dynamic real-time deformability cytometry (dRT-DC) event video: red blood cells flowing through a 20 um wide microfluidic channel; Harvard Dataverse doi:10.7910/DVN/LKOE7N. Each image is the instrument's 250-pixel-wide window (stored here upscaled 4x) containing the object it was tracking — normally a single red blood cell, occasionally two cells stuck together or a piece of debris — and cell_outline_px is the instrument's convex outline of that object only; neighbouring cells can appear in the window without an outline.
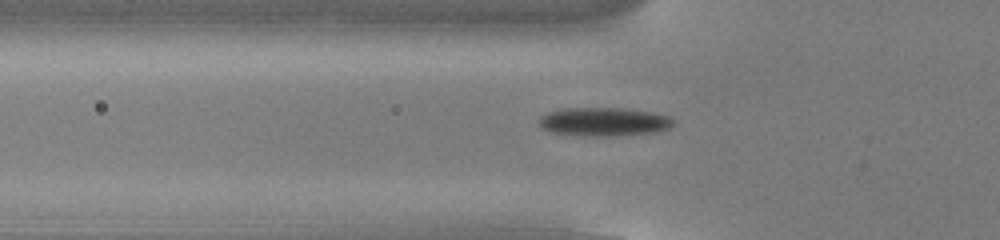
{"species": "common noctule bat (a hibernating species)", "species_latin": "Nyctalus noctula", "temperature_condition": "cold", "stored_images_in_passage": 40, "camera_frame_rate_fps": 3000, "um_per_image_px": 0.085, "animal": {"sex": "male", "body_mass_g": 13.0, "forearm_length_mm": 53.1}, "frame": {"image": 1, "passage_image": 5, "time_ms": 1.333, "image_size_px": [1000, 240], "cell_outline_px": [[676, 124], [668, 128], [652, 132], [616, 136], [592, 136], [552, 132], [540, 128], [540, 116], [548, 112], [564, 108], [624, 108], [652, 112], [672, 116]], "centroid_in_image_um": [51.37, 10.34], "position_along_channel_um": 74.4, "area_um2": 22.43}}
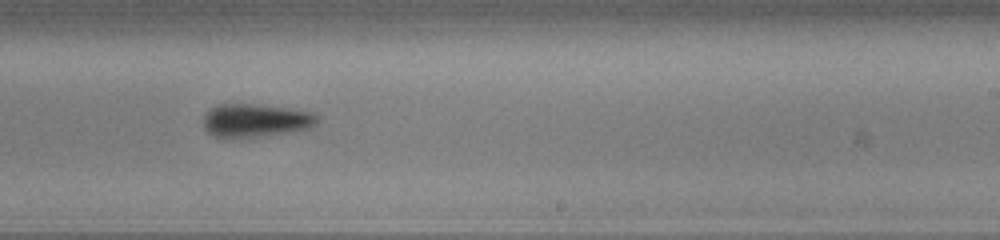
{"frame": {"image": 2, "passage_image": 20, "time_ms": 6.333, "image_size_px": [1000, 240], "cell_outline_px": [[320, 116], [316, 124], [312, 128], [288, 132], [248, 136], [216, 136], [208, 132], [204, 128], [204, 116], [216, 104], [252, 104], [284, 108], [308, 112]], "centroid_in_image_um": [21.74, 10.21], "position_along_channel_um": 267.3, "area_um2": 21.27}}
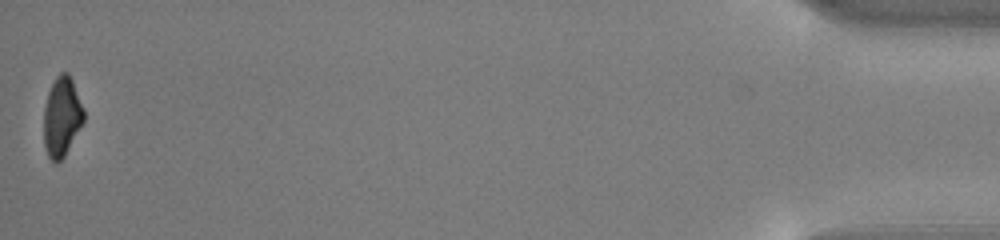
{"frame": {"image": 3, "passage_image": 40, "time_ms": 13.0, "image_size_px": [1000, 240], "cell_outline_px": [[84, 120], [64, 156], [56, 164], [48, 156], [44, 144], [44, 108], [48, 92], [56, 76], [60, 72], [68, 72], [72, 80], [84, 112]], "centroid_in_image_um": [5.24, 9.92], "position_along_channel_um": 430.0, "area_um2": 18.21}, "authors_computed_cell_mechanics": {"area_um2": 21.386, "velocity_mm_per_s": 3.8514, "shape_relaxation_time_tau1_ms": 2.5831, "shape_relaxation_time_tau2_ms": null, "deformation_change_tau1": 0.1335, "deformation_change_tau2": null}}